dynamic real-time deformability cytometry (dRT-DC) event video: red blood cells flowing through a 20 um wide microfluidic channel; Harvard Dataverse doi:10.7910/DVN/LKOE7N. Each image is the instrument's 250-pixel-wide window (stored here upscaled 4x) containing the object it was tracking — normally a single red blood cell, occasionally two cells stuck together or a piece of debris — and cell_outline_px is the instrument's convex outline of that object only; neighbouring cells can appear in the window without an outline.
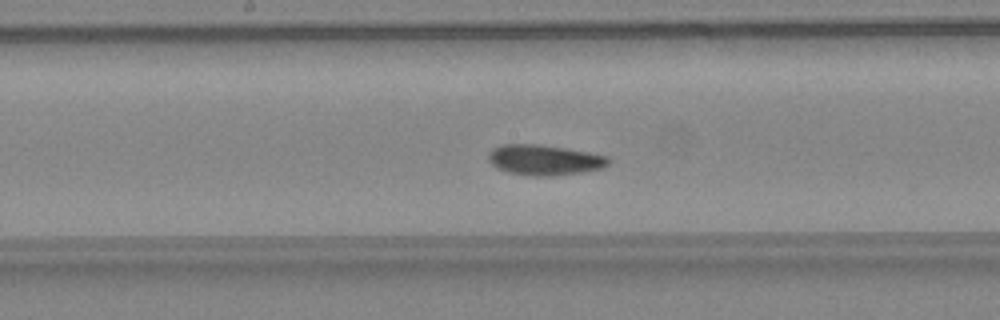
{"species": "common noctule bat (a hibernating species)", "species_latin": "Nyctalus noctula", "temperature_condition": "warm", "stored_images_in_passage": 47, "segment_of_instrument_passage": [1, 2], "camera_frame_rate_fps": 3000, "um_per_image_px": 0.085, "animal": {"sex": "female", "body_mass_g": 24.6, "forearm_length_mm": 56.2}, "frame": {"image": 1, "passage_image": 26, "time_ms": 8.333, "image_size_px": [1000, 320], "cell_outline_px": [[608, 164], [600, 168], [580, 172], [552, 176], [532, 176], [508, 172], [492, 164], [488, 160], [488, 152], [492, 148], [504, 144], [536, 144], [564, 148], [588, 152], [608, 156]], "centroid_in_image_um": [46.23, 13.59], "position_along_channel_um": 202.0, "area_um2": 20.98}}
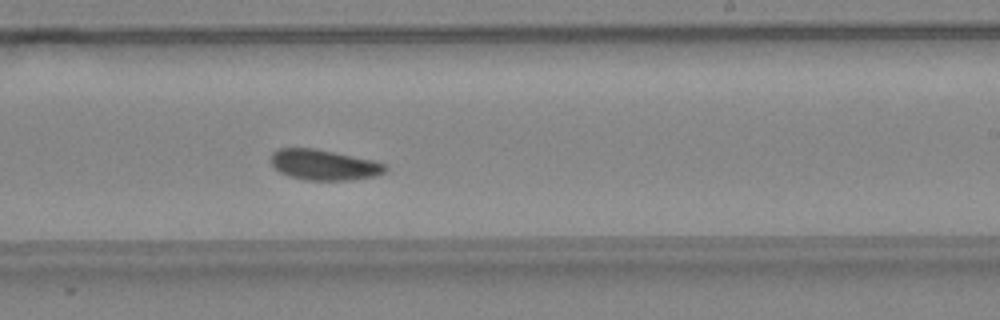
{"frame": {"image": 2, "passage_image": 30, "time_ms": 9.667, "image_size_px": [1000, 320], "cell_outline_px": [[388, 168], [384, 172], [376, 176], [352, 180], [304, 180], [288, 176], [280, 172], [268, 160], [272, 152], [276, 148], [312, 148], [372, 160], [384, 164]], "centroid_in_image_um": [27.48, 14.02], "position_along_channel_um": 261.5, "area_um2": 20.35}}
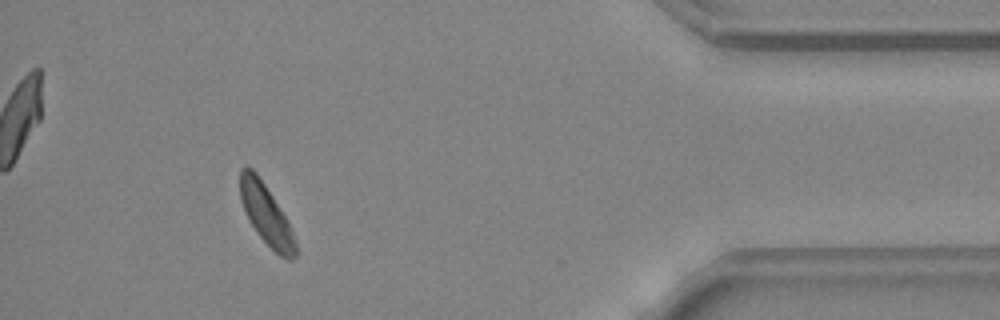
{"frame": {"image": 3, "passage_image": 43, "time_ms": 14.0, "image_size_px": [1000, 320], "cell_outline_px": [[300, 252], [292, 260], [288, 260], [280, 256], [256, 232], [248, 220], [240, 200], [240, 168], [244, 164], [248, 164], [256, 172], [288, 220]], "centroid_in_image_um": [22.63, 18.24], "position_along_channel_um": 412.6, "area_um2": 19.71}}